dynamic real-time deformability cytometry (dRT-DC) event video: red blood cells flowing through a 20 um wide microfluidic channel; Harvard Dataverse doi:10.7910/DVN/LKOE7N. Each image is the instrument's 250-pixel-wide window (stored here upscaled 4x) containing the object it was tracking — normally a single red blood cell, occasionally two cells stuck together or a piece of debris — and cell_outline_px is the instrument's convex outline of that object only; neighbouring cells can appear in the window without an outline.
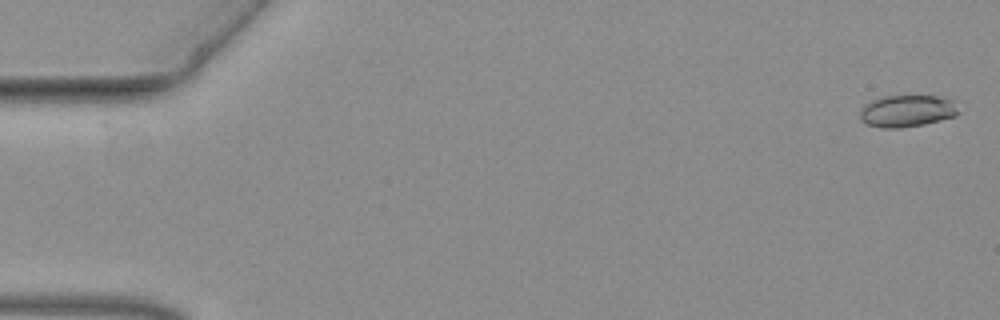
{"species": "common noctule bat (a hibernating species)", "species_latin": "Nyctalus noctula", "temperature_condition": "warm", "stored_images_in_passage": 56, "camera_frame_rate_fps": 3000, "um_per_image_px": 0.085, "animal": {"sex": "female", "body_mass_g": 19.3, "forearm_length_mm": 54.1}, "frame": {"image": 1, "passage_image": 2, "time_ms": 0.333, "image_size_px": [1000, 320], "cell_outline_px": [[960, 112], [956, 116], [924, 124], [900, 128], [880, 128], [868, 124], [860, 120], [860, 108], [864, 104], [880, 96], [940, 96], [952, 100]], "centroid_in_image_um": [77.07, 9.43], "position_along_channel_um": 7.9, "area_um2": 18.5}}
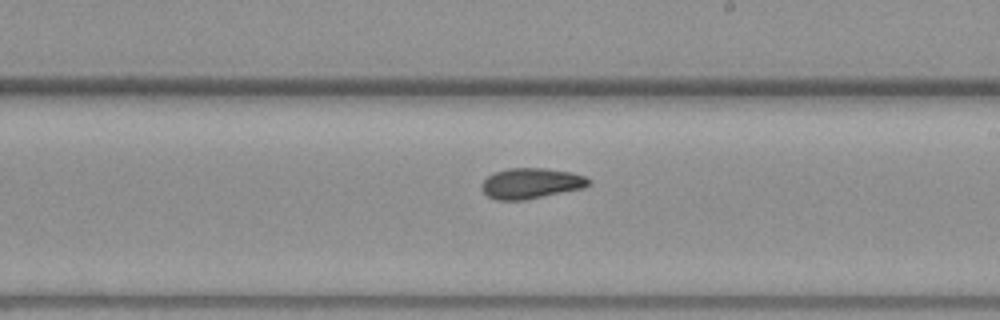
{"frame": {"image": 2, "passage_image": 33, "time_ms": 10.667, "image_size_px": [1000, 320], "cell_outline_px": [[592, 184], [584, 188], [524, 200], [496, 200], [488, 196], [480, 188], [480, 184], [488, 176], [496, 172], [508, 168], [544, 168], [572, 172], [584, 176], [592, 180]], "centroid_in_image_um": [45.16, 15.58], "position_along_channel_um": 243.8, "area_um2": 19.19}}
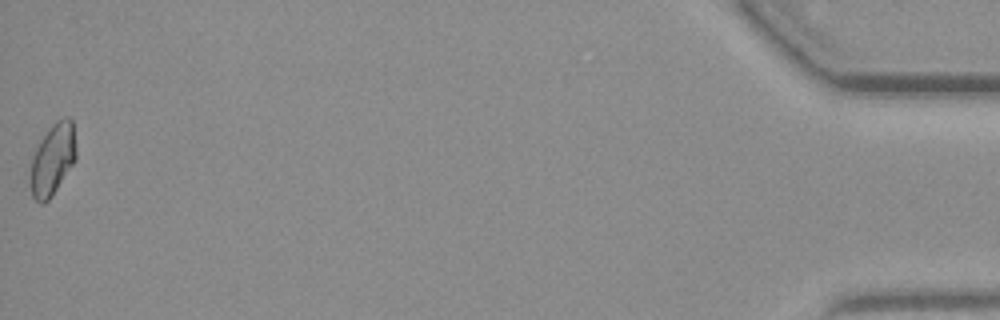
{"frame": {"image": 3, "passage_image": 56, "time_ms": 18.333, "image_size_px": [1000, 320], "cell_outline_px": [[76, 160], [52, 196], [48, 200], [40, 204], [32, 196], [28, 180], [28, 176], [32, 156], [40, 140], [48, 128], [56, 120], [64, 116], [68, 116], [72, 120], [76, 148]], "centroid_in_image_um": [4.45, 13.55], "position_along_channel_um": 430.8, "area_um2": 19.54}}